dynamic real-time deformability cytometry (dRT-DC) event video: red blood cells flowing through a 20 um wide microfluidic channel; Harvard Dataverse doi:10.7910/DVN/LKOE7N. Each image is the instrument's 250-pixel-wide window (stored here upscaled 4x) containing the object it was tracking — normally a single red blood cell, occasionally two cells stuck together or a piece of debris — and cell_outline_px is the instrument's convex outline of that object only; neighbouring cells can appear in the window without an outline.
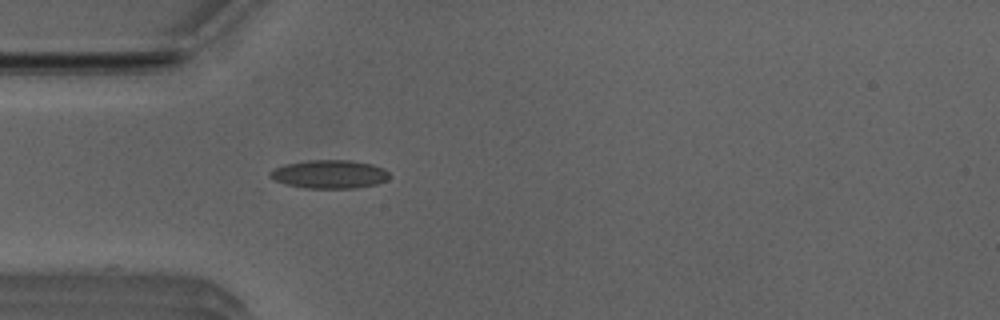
{"species": "Egyptian fruit bat (a non-hibernating species)", "species_latin": "Rousettus aegyptiacus", "temperature_condition": "room temperature", "stored_images_in_passage": 37, "camera_frame_rate_fps": 3000, "um_per_image_px": 0.085, "animal": {"sex": "male"}, "frame": {"image": 1, "passage_image": 1, "time_ms": 0.0, "image_size_px": [1000, 320], "cell_outline_px": [[388, 180], [376, 184], [356, 188], [304, 188], [284, 184], [272, 180], [268, 176], [268, 172], [284, 164], [308, 160], [348, 160], [372, 164], [384, 168], [388, 172]], "centroid_in_image_um": [27.96, 14.81], "position_along_channel_um": 57.0, "area_um2": 19.94}}
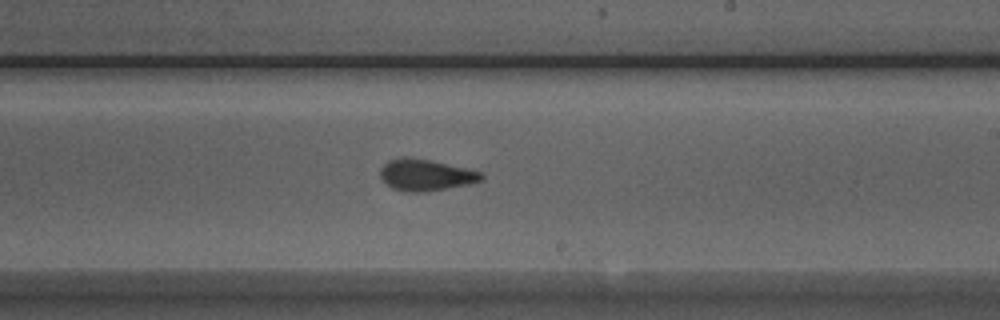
{"frame": {"image": 2, "passage_image": 16, "time_ms": 5.0, "image_size_px": [1000, 320], "cell_outline_px": [[484, 176], [480, 180], [468, 184], [424, 192], [408, 192], [392, 188], [384, 184], [380, 180], [380, 168], [388, 160], [408, 156], [428, 160], [464, 168], [480, 172]], "centroid_in_image_um": [36.09, 14.88], "position_along_channel_um": 252.9, "area_um2": 18.38}}
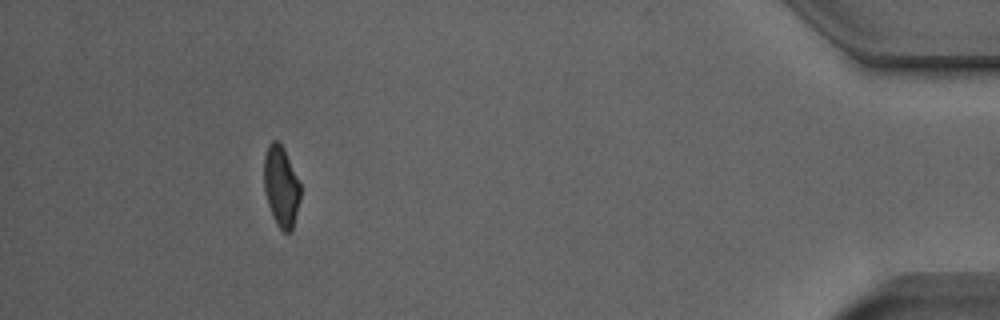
{"frame": {"image": 3, "passage_image": 33, "time_ms": 10.667, "image_size_px": [1000, 320], "cell_outline_px": [[300, 200], [292, 232], [284, 232], [276, 224], [272, 216], [264, 192], [264, 156], [268, 144], [272, 140], [276, 140], [284, 148], [300, 184]], "centroid_in_image_um": [23.89, 15.86], "position_along_channel_um": 411.3, "area_um2": 17.22}, "authors_computed_cell_mechanics": {"area_um2": 18.207, "velocity_mm_per_s": 3.9733, "shape_relaxation_time_tau1_ms": 5.69, "shape_relaxation_time_tau2_ms": 1.8029, "deformation_change_tau1": 0.1429, "deformation_change_tau2": 0.0743}}